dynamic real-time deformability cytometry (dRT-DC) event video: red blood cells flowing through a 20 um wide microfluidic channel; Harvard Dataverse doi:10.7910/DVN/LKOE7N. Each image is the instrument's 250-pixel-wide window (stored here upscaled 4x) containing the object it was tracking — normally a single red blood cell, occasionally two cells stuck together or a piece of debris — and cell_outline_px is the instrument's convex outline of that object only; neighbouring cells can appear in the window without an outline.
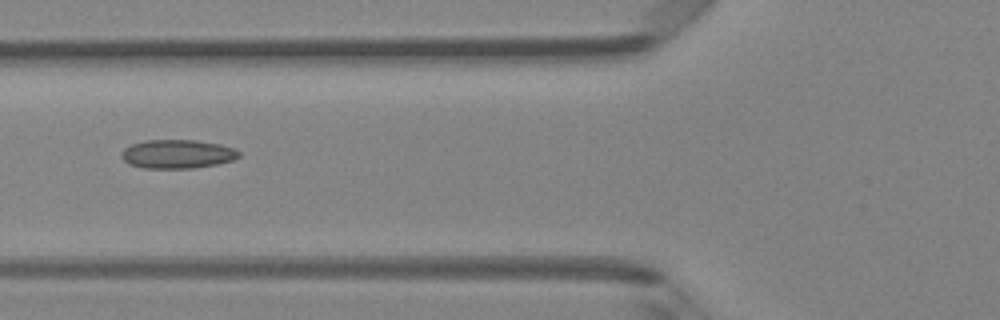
{"species": "Egyptian fruit bat (a non-hibernating species)", "species_latin": "Rousettus aegyptiacus", "temperature_condition": "room temperature", "stored_images_in_passage": 5, "camera_frame_rate_fps": 3000, "um_per_image_px": 0.085, "animal": {"sex": "female"}, "frame": {"image": 1, "passage_image": 4, "time_ms": 1.0, "image_size_px": [1000, 320], "cell_outline_px": [[240, 156], [232, 160], [216, 164], [192, 168], [144, 168], [128, 164], [120, 156], [124, 148], [132, 144], [144, 140], [196, 140], [220, 144], [232, 148], [240, 152]], "centroid_in_image_um": [15.05, 13.09], "position_along_channel_um": 110.8, "area_um2": 19.65}}
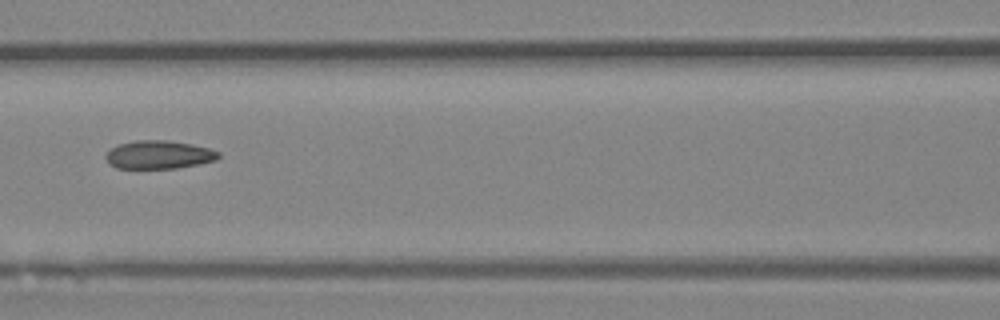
{"frame": {"image": 2, "passage_image": 5, "time_ms": 1.333, "image_size_px": [1000, 320], "cell_outline_px": [[220, 156], [216, 160], [200, 164], [176, 168], [116, 168], [104, 156], [112, 148], [120, 144], [136, 140], [164, 140], [192, 144], [208, 148], [220, 152]], "centroid_in_image_um": [13.54, 13.15], "position_along_channel_um": 153.1, "area_um2": 18.38}}